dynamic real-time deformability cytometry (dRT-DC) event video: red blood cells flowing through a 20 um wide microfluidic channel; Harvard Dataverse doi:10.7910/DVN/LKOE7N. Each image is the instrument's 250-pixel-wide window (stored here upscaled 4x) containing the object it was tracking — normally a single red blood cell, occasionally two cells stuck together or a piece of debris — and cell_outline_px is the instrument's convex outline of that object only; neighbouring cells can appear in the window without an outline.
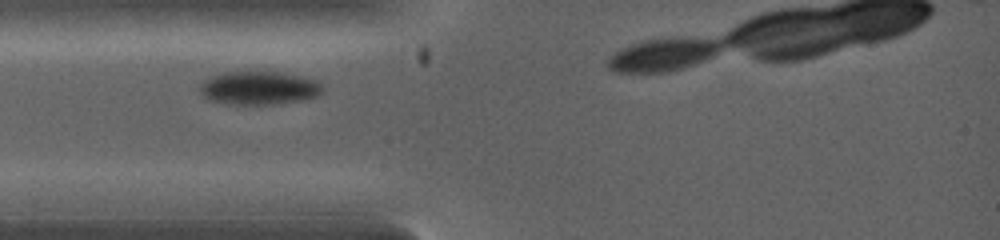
{"species": "common noctule bat (a hibernating species)", "species_latin": "Nyctalus noctula", "temperature_condition": "warm", "stored_images_in_passage": 5, "camera_frame_rate_fps": 5000, "um_per_image_px": 0.085, "animal": {"sex": "female", "body_mass_g": 19.0, "forearm_length_mm": 53.3}, "frame": {"image": 1, "passage_image": 2, "time_ms": 0.4, "image_size_px": [1000, 240], "cell_outline_px": [[324, 88], [316, 96], [300, 100], [272, 104], [228, 104], [208, 100], [200, 92], [200, 84], [204, 80], [212, 76], [224, 72], [280, 72], [300, 76], [316, 80]], "centroid_in_image_um": [21.98, 7.48], "position_along_channel_um": 63.0, "area_um2": 23.64}}